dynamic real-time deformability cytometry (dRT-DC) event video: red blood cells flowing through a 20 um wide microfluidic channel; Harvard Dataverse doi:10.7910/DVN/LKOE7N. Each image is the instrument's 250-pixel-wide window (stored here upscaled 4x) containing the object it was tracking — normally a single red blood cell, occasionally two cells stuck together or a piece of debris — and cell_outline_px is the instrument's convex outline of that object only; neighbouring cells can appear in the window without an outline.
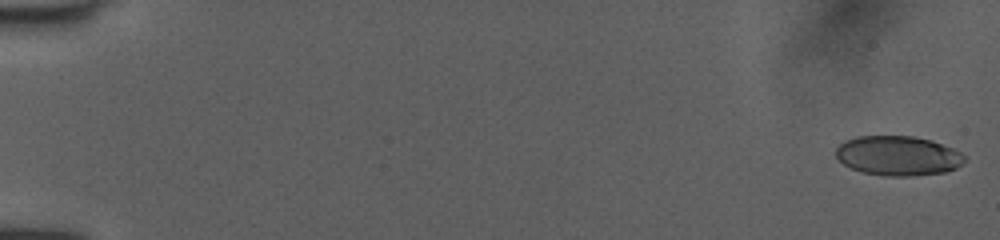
{"species": "human", "species_latin": "Homo sapiens", "temperature_condition": "room temperature", "stored_images_in_passage": 52, "camera_frame_rate_fps": 3000, "um_per_image_px": 0.085, "donor": {"sex": "female"}, "frame": {"image": 1, "passage_image": 1, "time_ms": 0.0, "image_size_px": [1000, 240], "cell_outline_px": [[964, 160], [956, 168], [944, 172], [912, 176], [884, 176], [860, 172], [844, 164], [836, 156], [836, 148], [844, 140], [856, 136], [912, 136], [932, 140], [952, 148], [960, 152], [964, 156]], "centroid_in_image_um": [76.3, 13.24], "position_along_channel_um": 8.7, "area_um2": 29.71}}
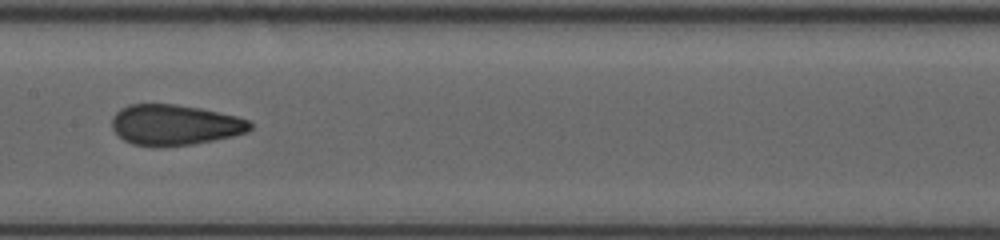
{"frame": {"image": 2, "passage_image": 28, "time_ms": 9.0, "image_size_px": [1000, 240], "cell_outline_px": [[252, 128], [248, 132], [232, 136], [192, 144], [160, 148], [152, 148], [132, 144], [124, 140], [112, 128], [112, 116], [120, 108], [128, 104], [176, 104], [200, 108], [236, 116], [248, 120], [252, 124]], "centroid_in_image_um": [14.82, 10.63], "position_along_channel_um": 192.6, "area_um2": 33.0}}
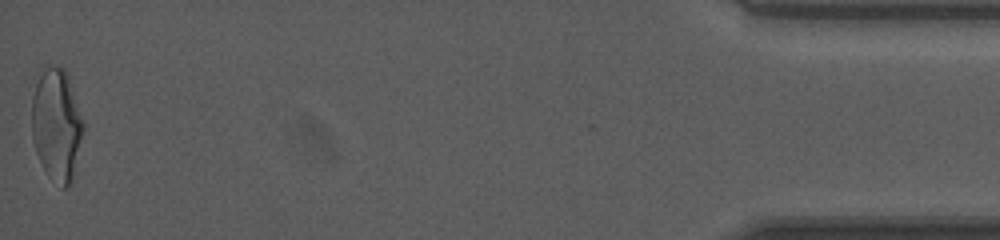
{"frame": {"image": 3, "passage_image": 52, "time_ms": 17.0, "image_size_px": [1000, 240], "cell_outline_px": [[84, 128], [72, 180], [64, 188], [60, 188], [48, 176], [36, 152], [32, 140], [32, 96], [36, 84], [44, 64], [60, 64], [64, 68], [68, 76], [84, 120]], "centroid_in_image_um": [4.81, 10.55], "position_along_channel_um": 430.4, "area_um2": 34.04}, "authors_computed_cell_mechanics": {"area_um2": 31.9634, "velocity_mm_per_s": 4.0522, "shape_relaxation_time_tau1_ms": 10.2833, "shape_relaxation_time_tau2_ms": 1.1149, "deformation_change_tau1": 0.2631, "deformation_change_tau2": 0.0809}}